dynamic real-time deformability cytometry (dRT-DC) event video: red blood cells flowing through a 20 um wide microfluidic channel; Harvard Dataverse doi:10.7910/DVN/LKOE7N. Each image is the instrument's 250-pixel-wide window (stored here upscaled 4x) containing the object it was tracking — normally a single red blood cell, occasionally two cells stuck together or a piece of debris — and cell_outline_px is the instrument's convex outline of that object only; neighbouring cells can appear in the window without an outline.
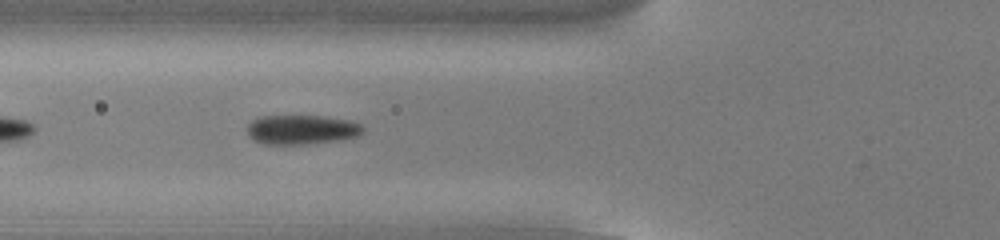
{"species": "common noctule bat (a hibernating species)", "species_latin": "Nyctalus noctula", "temperature_condition": "cold", "stored_images_in_passage": 23, "camera_frame_rate_fps": 3000, "um_per_image_px": 0.085, "animal": {"sex": "male", "body_mass_g": 13.0, "forearm_length_mm": 53.1}, "frame": {"image": 1, "passage_image": 6, "time_ms": 1.667, "image_size_px": [1000, 240], "cell_outline_px": [[364, 132], [360, 136], [336, 140], [300, 144], [264, 144], [252, 140], [248, 136], [248, 124], [252, 120], [260, 116], [324, 116], [348, 120], [360, 124], [364, 128]], "centroid_in_image_um": [25.62, 11.01], "position_along_channel_um": 100.2, "area_um2": 19.83}}
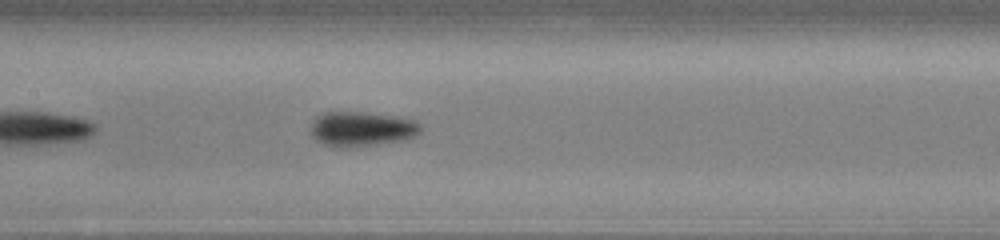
{"frame": {"image": 2, "passage_image": 12, "time_ms": 3.667, "image_size_px": [1000, 240], "cell_outline_px": [[420, 132], [416, 136], [404, 140], [348, 148], [332, 148], [316, 140], [308, 132], [316, 116], [324, 112], [364, 112], [396, 116], [416, 120], [420, 124]], "centroid_in_image_um": [30.71, 10.97], "position_along_channel_um": 176.7, "area_um2": 22.66}}
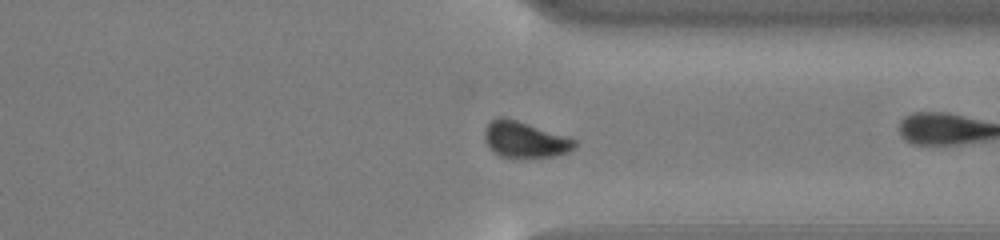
{"frame": {"image": 3, "passage_image": 22, "time_ms": 7.0, "image_size_px": [1000, 240], "cell_outline_px": [[576, 144], [568, 152], [552, 156], [500, 156], [488, 148], [484, 140], [484, 128], [492, 120], [500, 116], [504, 116], [576, 140]], "centroid_in_image_um": [44.53, 11.85], "position_along_channel_um": 366.9, "area_um2": 18.38}}